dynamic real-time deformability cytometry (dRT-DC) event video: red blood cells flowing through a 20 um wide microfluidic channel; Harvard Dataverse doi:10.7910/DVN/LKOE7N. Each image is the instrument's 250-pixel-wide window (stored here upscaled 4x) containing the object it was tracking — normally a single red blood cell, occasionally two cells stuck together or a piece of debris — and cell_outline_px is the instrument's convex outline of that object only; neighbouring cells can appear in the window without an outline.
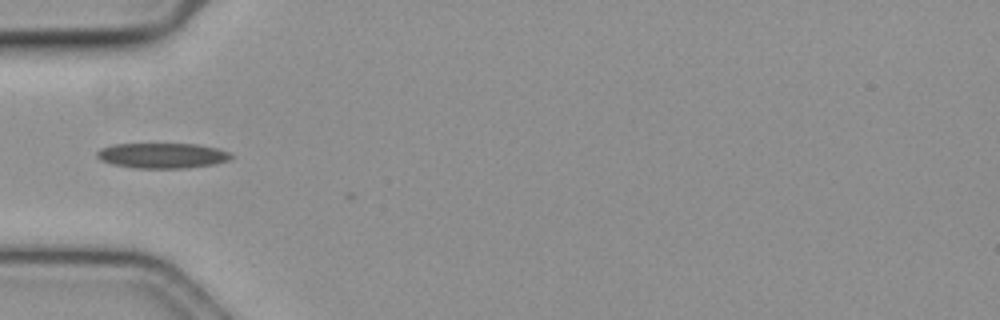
{"species": "common noctule bat (a hibernating species)", "species_latin": "Nyctalus noctula", "temperature_condition": "cold", "stored_images_in_passage": 3, "camera_frame_rate_fps": 3000, "um_per_image_px": 0.085, "animal": {"sex": "female", "body_mass_g": 19.3, "forearm_length_mm": 54.1}, "frame": {"image": 1, "passage_image": 1, "time_ms": 0.0, "image_size_px": [1000, 320], "cell_outline_px": [[236, 156], [232, 160], [216, 164], [188, 168], [136, 168], [112, 164], [100, 160], [96, 156], [96, 152], [100, 148], [116, 144], [196, 144], [216, 148], [228, 152]], "centroid_in_image_um": [13.84, 13.23], "position_along_channel_um": 71.2, "area_um2": 19.94}}